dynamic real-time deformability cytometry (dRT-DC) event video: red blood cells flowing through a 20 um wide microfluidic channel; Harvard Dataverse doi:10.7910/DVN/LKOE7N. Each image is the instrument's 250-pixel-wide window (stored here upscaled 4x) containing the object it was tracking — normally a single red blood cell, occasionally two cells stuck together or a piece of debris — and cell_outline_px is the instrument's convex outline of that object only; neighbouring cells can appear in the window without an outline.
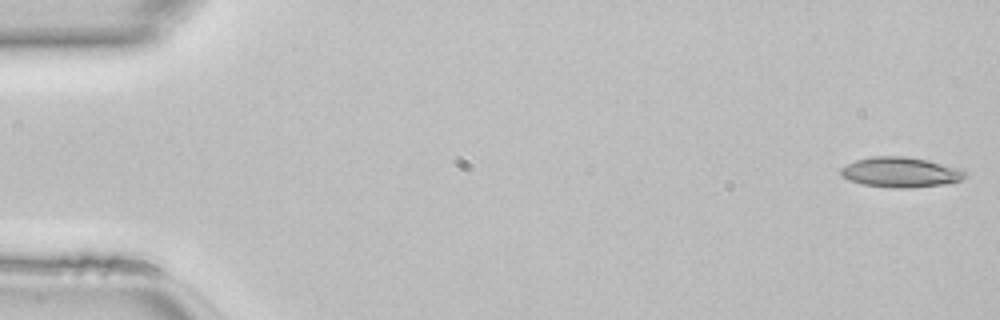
{"species": "common noctule bat (a hibernating species)", "species_latin": "Nyctalus noctula", "temperature_condition": "room temperature", "stored_images_in_passage": 47, "camera_frame_rate_fps": 3000, "um_per_image_px": 0.085, "animal": {"sex": "female", "body_mass_g": 22.7, "forearm_length_mm": 54.2}, "frame": {"image": 1, "passage_image": 1, "time_ms": 0.0, "image_size_px": [1000, 320], "cell_outline_px": [[968, 176], [960, 180], [944, 184], [908, 188], [892, 188], [864, 184], [848, 180], [840, 176], [840, 168], [856, 160], [872, 156], [904, 156], [928, 160], [964, 168], [968, 172]], "centroid_in_image_um": [76.6, 14.63], "position_along_channel_um": 8.4, "area_um2": 22.14}}
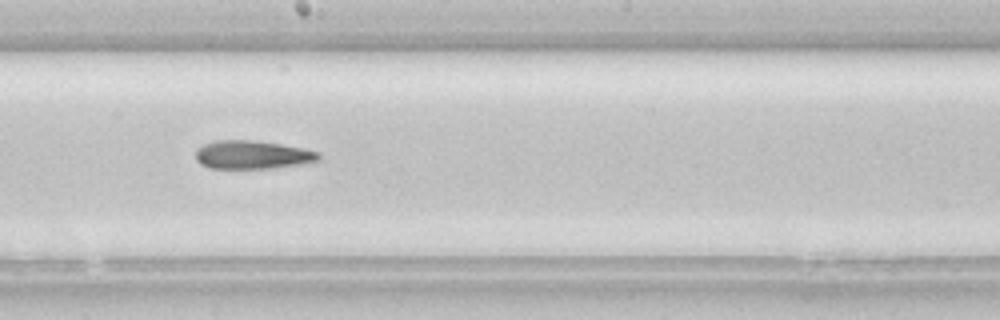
{"frame": {"image": 2, "passage_image": 26, "time_ms": 8.333, "image_size_px": [1000, 320], "cell_outline_px": [[320, 160], [304, 164], [272, 168], [208, 168], [200, 164], [196, 160], [196, 148], [204, 144], [216, 140], [256, 140], [304, 148], [320, 152]], "centroid_in_image_um": [21.46, 13.15], "position_along_channel_um": 226.7, "area_um2": 20.58}}
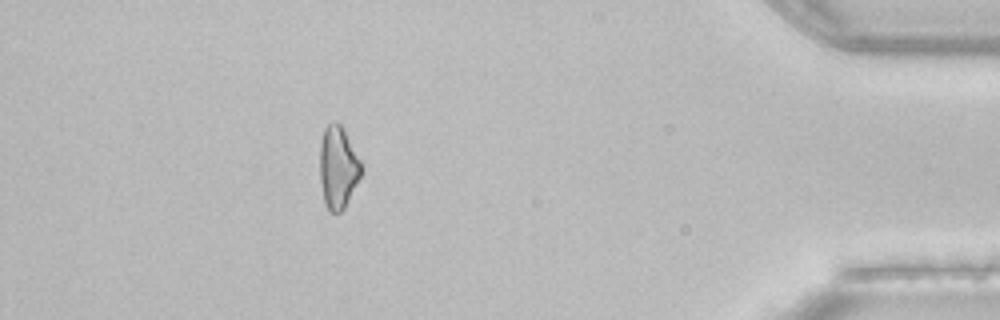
{"frame": {"image": 3, "passage_image": 42, "time_ms": 13.667, "image_size_px": [1000, 320], "cell_outline_px": [[360, 176], [344, 208], [340, 212], [328, 212], [324, 200], [320, 180], [320, 144], [324, 128], [328, 124], [336, 120], [344, 128], [360, 160]], "centroid_in_image_um": [28.7, 14.19], "position_along_channel_um": 406.5, "area_um2": 19.65}}